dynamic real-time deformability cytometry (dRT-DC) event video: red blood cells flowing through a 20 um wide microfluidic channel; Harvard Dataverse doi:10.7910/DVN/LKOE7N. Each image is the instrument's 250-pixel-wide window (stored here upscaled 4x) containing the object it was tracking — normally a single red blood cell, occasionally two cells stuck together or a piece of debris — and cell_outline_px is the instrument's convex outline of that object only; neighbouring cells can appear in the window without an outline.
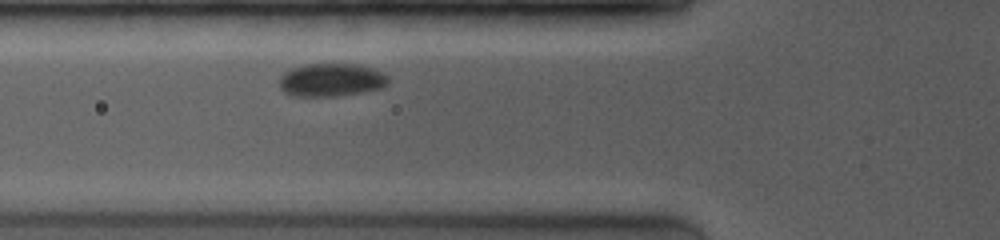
{"species": "common noctule bat (a hibernating species)", "species_latin": "Nyctalus noctula", "temperature_condition": "room temperature", "stored_images_in_passage": 2, "camera_frame_rate_fps": 4000, "um_per_image_px": 0.085, "animal": {"sex": "female", "body_mass_g": 19.0, "forearm_length_mm": 53.3}, "frame": {"image": 1, "passage_image": 2, "time_ms": 1.0, "image_size_px": [1000, 240], "cell_outline_px": [[388, 84], [384, 88], [364, 92], [336, 96], [288, 96], [280, 88], [280, 76], [284, 72], [292, 68], [308, 64], [356, 64], [372, 68], [388, 76]], "centroid_in_image_um": [28.15, 6.81], "position_along_channel_um": 97.6, "area_um2": 21.15}}